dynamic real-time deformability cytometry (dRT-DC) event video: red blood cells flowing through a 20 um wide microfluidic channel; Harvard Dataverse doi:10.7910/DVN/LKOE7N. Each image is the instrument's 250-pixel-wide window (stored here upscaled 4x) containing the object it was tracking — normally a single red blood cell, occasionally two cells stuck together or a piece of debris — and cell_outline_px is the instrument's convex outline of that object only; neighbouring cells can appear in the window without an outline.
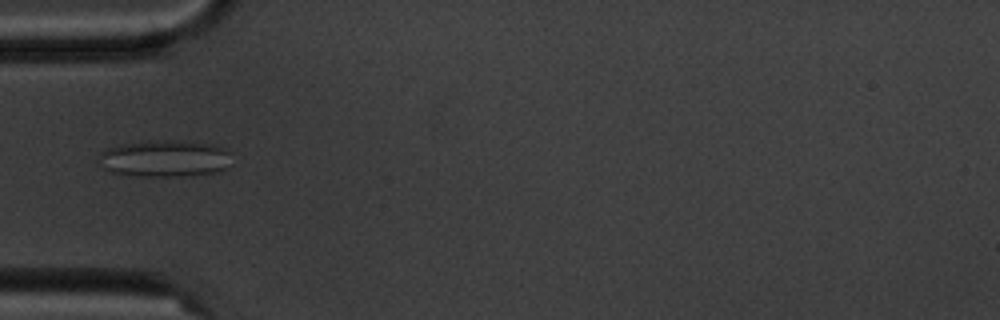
{"species": "common noctule bat (a hibernating species)", "species_latin": "Nyctalus noctula", "temperature_condition": "cold", "stored_images_in_passage": 5, "camera_frame_rate_fps": 3000, "um_per_image_px": 0.085, "animal": {"sex": "male", "body_mass_g": 20.1, "forearm_length_mm": 53.5}, "frame": {"image": 1, "passage_image": 5, "time_ms": 4.667, "image_size_px": [1000, 320], "cell_outline_px": [[232, 164], [228, 168], [220, 172], [180, 176], [136, 176], [112, 172], [104, 168], [100, 164], [100, 152], [104, 148], [120, 144], [148, 140], [172, 140], [216, 144], [232, 152]], "centroid_in_image_um": [14.07, 13.46], "position_along_channel_um": 70.9, "area_um2": 29.19}}